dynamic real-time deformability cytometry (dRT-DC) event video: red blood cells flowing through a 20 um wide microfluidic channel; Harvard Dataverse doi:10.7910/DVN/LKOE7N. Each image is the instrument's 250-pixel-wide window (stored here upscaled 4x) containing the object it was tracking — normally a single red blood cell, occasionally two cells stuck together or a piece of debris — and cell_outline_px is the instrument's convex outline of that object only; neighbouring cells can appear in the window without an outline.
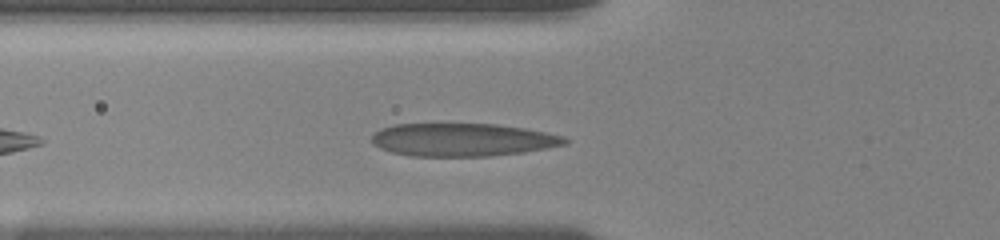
{"species": "human", "species_latin": "Homo sapiens", "temperature_condition": "room temperature", "stored_images_in_passage": 9, "camera_frame_rate_fps": 3000, "um_per_image_px": 0.085, "donor": {"sex": "female"}, "frame": {"image": 1, "passage_image": 3, "time_ms": 1.0, "image_size_px": [1000, 240], "cell_outline_px": [[568, 144], [524, 152], [488, 156], [408, 156], [392, 152], [380, 148], [372, 144], [372, 136], [380, 128], [396, 124], [496, 124], [524, 128], [564, 136], [568, 140]], "centroid_in_image_um": [39.31, 11.88], "position_along_channel_um": 86.5, "area_um2": 37.11}}
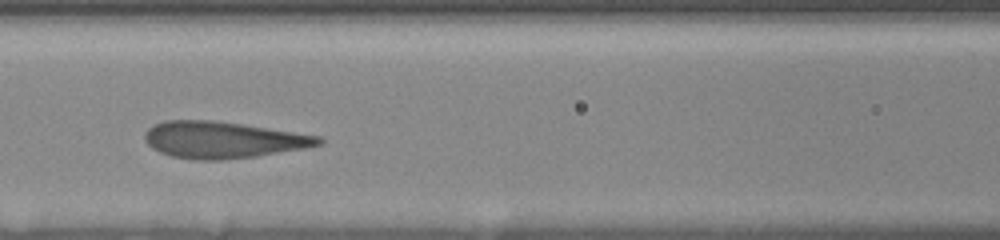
{"frame": {"image": 2, "passage_image": 6, "time_ms": 2.667, "image_size_px": [1000, 240], "cell_outline_px": [[324, 140], [320, 144], [304, 148], [256, 156], [224, 160], [196, 160], [172, 156], [160, 152], [152, 148], [144, 140], [144, 132], [152, 124], [164, 120], [212, 120], [244, 124], [320, 136]], "centroid_in_image_um": [18.9, 11.88], "position_along_channel_um": 147.7, "area_um2": 37.17}}
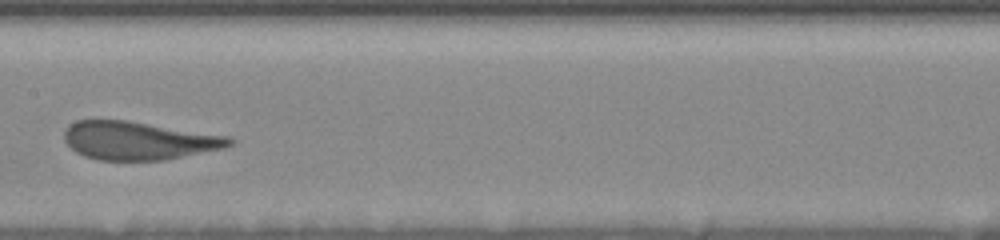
{"frame": {"image": 3, "passage_image": 8, "time_ms": 4.0, "image_size_px": [1000, 240], "cell_outline_px": [[232, 144], [224, 148], [164, 160], [100, 160], [84, 156], [76, 152], [64, 140], [64, 132], [68, 124], [76, 120], [124, 120], [228, 136], [232, 140]], "centroid_in_image_um": [11.73, 11.95], "position_along_channel_um": 195.7, "area_um2": 36.47}}